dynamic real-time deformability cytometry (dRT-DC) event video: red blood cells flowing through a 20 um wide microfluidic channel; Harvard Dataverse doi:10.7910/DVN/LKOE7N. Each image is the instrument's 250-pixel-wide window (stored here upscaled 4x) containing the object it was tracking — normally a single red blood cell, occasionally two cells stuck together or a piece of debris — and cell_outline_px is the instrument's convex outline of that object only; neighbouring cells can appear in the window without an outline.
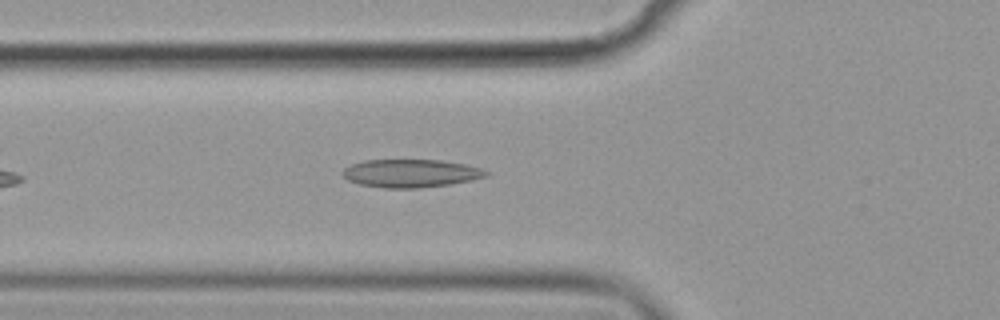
{"species": "common noctule bat (a hibernating species)", "species_latin": "Nyctalus noctula", "temperature_condition": "cold", "stored_images_in_passage": 40, "camera_frame_rate_fps": 3000, "um_per_image_px": 0.085, "animal": {"sex": "female", "body_mass_g": 19.9}, "frame": {"image": 1, "passage_image": 8, "time_ms": 2.333, "image_size_px": [1000, 320], "cell_outline_px": [[488, 176], [472, 180], [448, 184], [420, 188], [384, 188], [360, 184], [348, 180], [340, 172], [344, 168], [352, 164], [364, 160], [440, 160], [464, 164], [480, 168], [488, 172]], "centroid_in_image_um": [34.89, 14.73], "position_along_channel_um": 90.9, "area_um2": 23.35}}
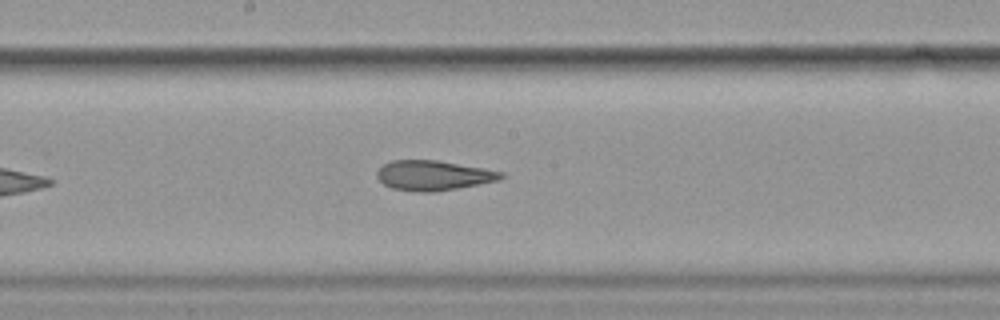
{"frame": {"image": 2, "passage_image": 18, "time_ms": 5.667, "image_size_px": [1000, 320], "cell_outline_px": [[504, 176], [500, 180], [436, 192], [416, 192], [392, 188], [384, 184], [376, 176], [376, 172], [384, 164], [392, 160], [436, 160], [484, 168], [504, 172]], "centroid_in_image_um": [36.84, 14.91], "position_along_channel_um": 211.4, "area_um2": 21.62}}
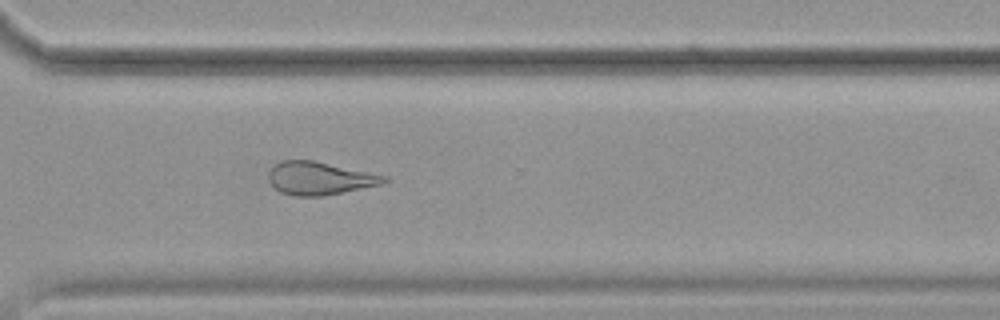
{"frame": {"image": 3, "passage_image": 29, "time_ms": 9.333, "image_size_px": [1000, 320], "cell_outline_px": [[388, 180], [380, 184], [320, 196], [292, 196], [280, 192], [268, 180], [268, 172], [276, 164], [284, 160], [312, 160], [388, 176]], "centroid_in_image_um": [27.12, 15.15], "position_along_channel_um": 343.5, "area_um2": 21.79}, "authors_computed_cell_mechanics": {"area_um2": 22.1952, "velocity_mm_per_s": 3.6083, "shape_relaxation_time_tau1_ms": null, "shape_relaxation_time_tau2_ms": 3.5289, "deformation_change_tau1": null, "deformation_change_tau2": 0.1266}}